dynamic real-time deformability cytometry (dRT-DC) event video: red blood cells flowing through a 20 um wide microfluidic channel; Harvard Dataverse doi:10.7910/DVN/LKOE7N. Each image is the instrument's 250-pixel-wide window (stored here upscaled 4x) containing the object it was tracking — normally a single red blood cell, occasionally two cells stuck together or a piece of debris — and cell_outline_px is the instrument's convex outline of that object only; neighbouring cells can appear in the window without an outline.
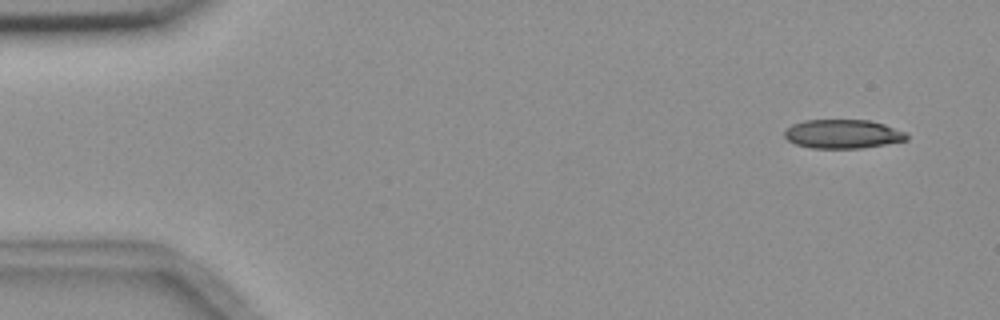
{"species": "common noctule bat (a hibernating species)", "species_latin": "Nyctalus noctula", "temperature_condition": "room temperature", "stored_images_in_passage": 7, "camera_frame_rate_fps": 3000, "um_per_image_px": 0.085, "animal": {"sex": "female", "body_mass_g": 18.4}, "frame": {"image": 1, "passage_image": 1, "time_ms": 0.0, "image_size_px": [1000, 320], "cell_outline_px": [[908, 140], [860, 148], [812, 148], [796, 144], [788, 140], [784, 136], [784, 132], [792, 124], [804, 120], [868, 120], [884, 124], [904, 132], [908, 136]], "centroid_in_image_um": [71.62, 11.38], "position_along_channel_um": 13.4, "area_um2": 20.4}}
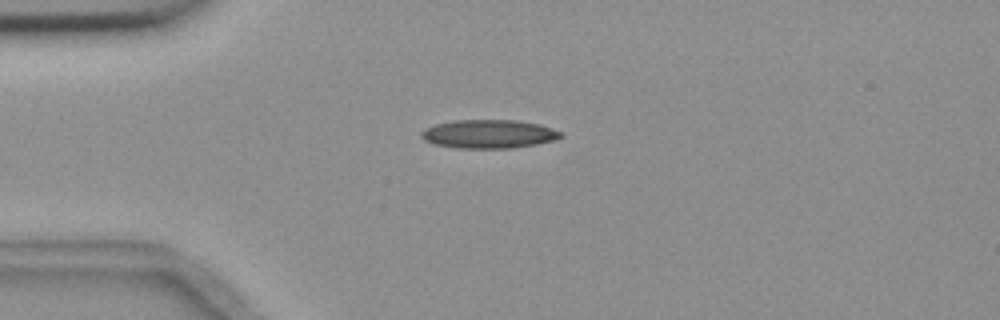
{"frame": {"image": 2, "passage_image": 4, "time_ms": 3.333, "image_size_px": [1000, 320], "cell_outline_px": [[564, 136], [556, 140], [536, 144], [508, 148], [456, 148], [432, 144], [424, 140], [420, 136], [420, 132], [424, 128], [436, 124], [452, 120], [516, 120], [540, 124], [552, 128], [560, 132]], "centroid_in_image_um": [41.52, 11.39], "position_along_channel_um": 43.5, "area_um2": 23.41}}
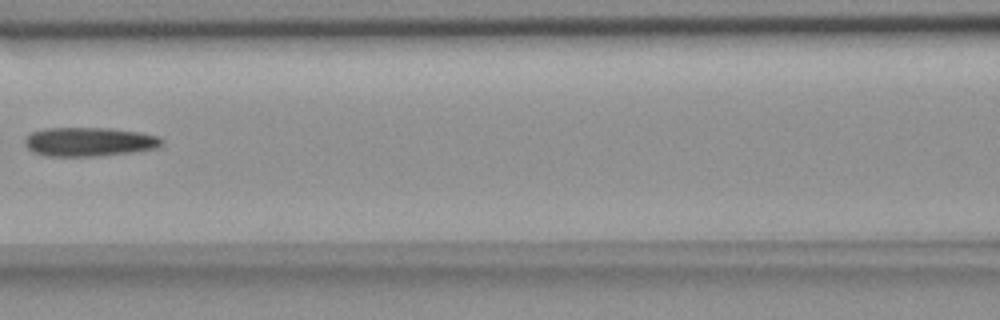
{"frame": {"image": 3, "passage_image": 7, "time_ms": 7.0, "image_size_px": [1000, 320], "cell_outline_px": [[164, 144], [160, 148], [132, 152], [96, 156], [44, 156], [32, 152], [24, 144], [24, 140], [32, 132], [44, 128], [108, 128], [140, 132], [160, 136], [164, 140]], "centroid_in_image_um": [7.62, 12.05], "position_along_channel_um": 159.0, "area_um2": 23.41}}